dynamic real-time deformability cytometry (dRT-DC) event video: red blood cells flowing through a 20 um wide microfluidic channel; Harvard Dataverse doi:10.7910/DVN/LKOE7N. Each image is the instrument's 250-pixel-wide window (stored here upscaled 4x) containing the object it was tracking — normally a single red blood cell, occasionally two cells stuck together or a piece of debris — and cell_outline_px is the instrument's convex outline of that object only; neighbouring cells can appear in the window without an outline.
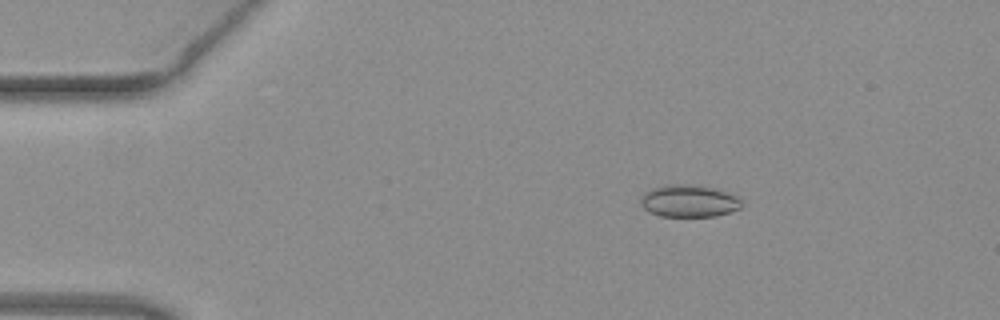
{"species": "common noctule bat (a hibernating species)", "species_latin": "Nyctalus noctula", "temperature_condition": "warm", "stored_images_in_passage": 50, "camera_frame_rate_fps": 3000, "um_per_image_px": 0.085, "animal": {"sex": "female", "body_mass_g": 19.3, "forearm_length_mm": 54.1}, "frame": {"image": 1, "passage_image": 8, "time_ms": 2.333, "image_size_px": [1000, 320], "cell_outline_px": [[744, 204], [740, 208], [716, 216], [660, 216], [644, 208], [640, 204], [640, 200], [644, 192], [652, 188], [664, 184], [700, 184], [716, 188], [736, 196]], "centroid_in_image_um": [58.56, 17.06], "position_along_channel_um": 26.4, "area_um2": 19.13}}
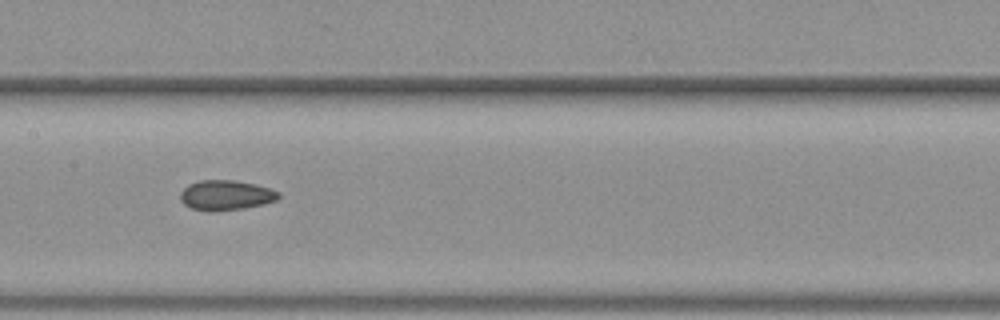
{"frame": {"image": 2, "passage_image": 25, "time_ms": 8.0, "image_size_px": [1000, 320], "cell_outline_px": [[280, 196], [276, 200], [264, 204], [244, 208], [212, 212], [208, 212], [192, 208], [184, 204], [180, 200], [180, 192], [188, 184], [200, 180], [236, 180], [256, 184], [280, 192]], "centroid_in_image_um": [19.18, 16.59], "position_along_channel_um": 188.2, "area_um2": 17.34}}
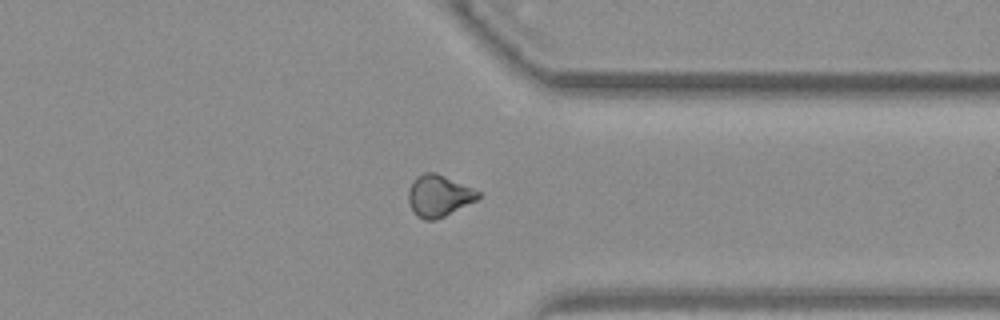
{"frame": {"image": 3, "passage_image": 39, "time_ms": 12.667, "image_size_px": [1000, 320], "cell_outline_px": [[480, 196], [476, 200], [436, 220], [424, 220], [416, 216], [408, 200], [408, 192], [416, 176], [424, 172], [436, 172], [472, 188], [480, 192]], "centroid_in_image_um": [37.28, 16.64], "position_along_channel_um": 374.1, "area_um2": 16.7}, "authors_computed_cell_mechanics": {"area_um2": 17.3111, "velocity_mm_per_s": 4.0496, "shape_relaxation_time_tau1_ms": null, "shape_relaxation_time_tau2_ms": 3.8626, "deformation_change_tau1": null, "deformation_change_tau2": 0.0841}}